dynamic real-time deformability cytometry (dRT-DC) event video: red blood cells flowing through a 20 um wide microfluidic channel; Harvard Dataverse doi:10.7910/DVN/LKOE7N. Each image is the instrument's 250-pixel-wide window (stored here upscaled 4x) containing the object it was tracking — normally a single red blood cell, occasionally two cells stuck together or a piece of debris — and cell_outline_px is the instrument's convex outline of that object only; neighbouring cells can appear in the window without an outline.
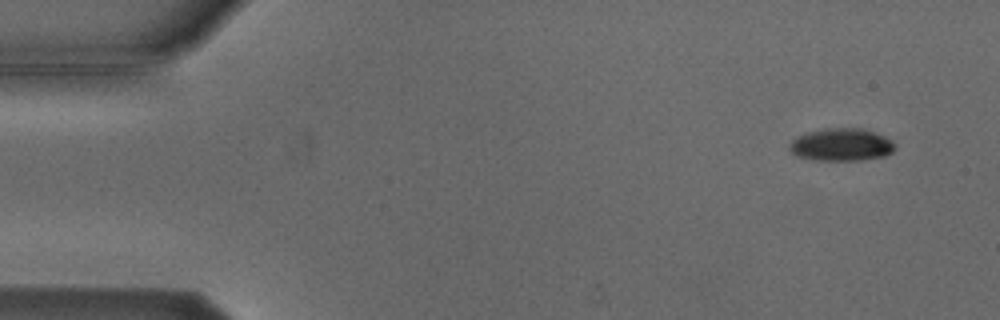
{"species": "Egyptian fruit bat (a non-hibernating species)", "species_latin": "Rousettus aegyptiacus", "temperature_condition": "cold", "stored_images_in_passage": 8, "camera_frame_rate_fps": 3000, "um_per_image_px": 0.085, "animal": {"sex": "male"}, "frame": {"image": 1, "passage_image": 1, "time_ms": 0.0, "image_size_px": [1000, 320], "cell_outline_px": [[896, 148], [892, 152], [884, 156], [860, 160], [812, 160], [796, 156], [788, 148], [788, 144], [796, 136], [808, 132], [824, 128], [860, 128], [884, 136], [892, 140]], "centroid_in_image_um": [71.48, 12.3], "position_along_channel_um": 13.5, "area_um2": 20.11}}
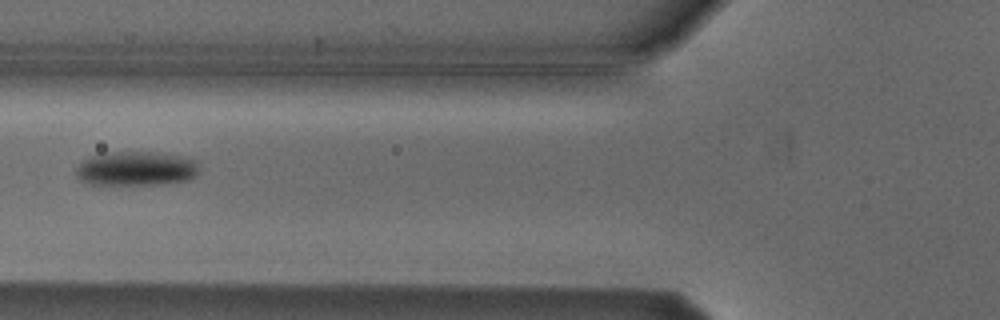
{"frame": {"image": 2, "passage_image": 5, "time_ms": 5.667, "image_size_px": [1000, 320], "cell_outline_px": [[196, 172], [188, 180], [164, 184], [88, 184], [80, 180], [76, 176], [76, 168], [84, 160], [100, 152], [156, 152], [180, 156], [196, 160]], "centroid_in_image_um": [11.51, 14.32], "position_along_channel_um": 114.3, "area_um2": 24.45}}
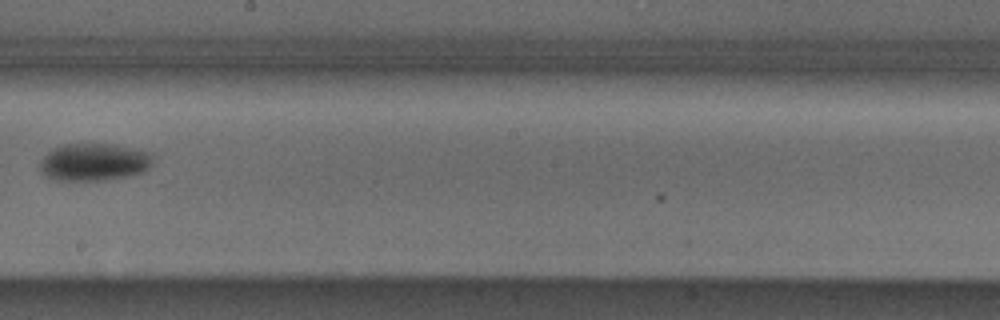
{"frame": {"image": 3, "passage_image": 8, "time_ms": 9.0, "image_size_px": [1000, 320], "cell_outline_px": [[152, 156], [148, 168], [144, 172], [128, 176], [104, 180], [56, 180], [40, 172], [40, 160], [52, 148], [64, 144], [112, 144], [152, 152]], "centroid_in_image_um": [7.97, 13.77], "position_along_channel_um": 240.2, "area_um2": 24.62}}